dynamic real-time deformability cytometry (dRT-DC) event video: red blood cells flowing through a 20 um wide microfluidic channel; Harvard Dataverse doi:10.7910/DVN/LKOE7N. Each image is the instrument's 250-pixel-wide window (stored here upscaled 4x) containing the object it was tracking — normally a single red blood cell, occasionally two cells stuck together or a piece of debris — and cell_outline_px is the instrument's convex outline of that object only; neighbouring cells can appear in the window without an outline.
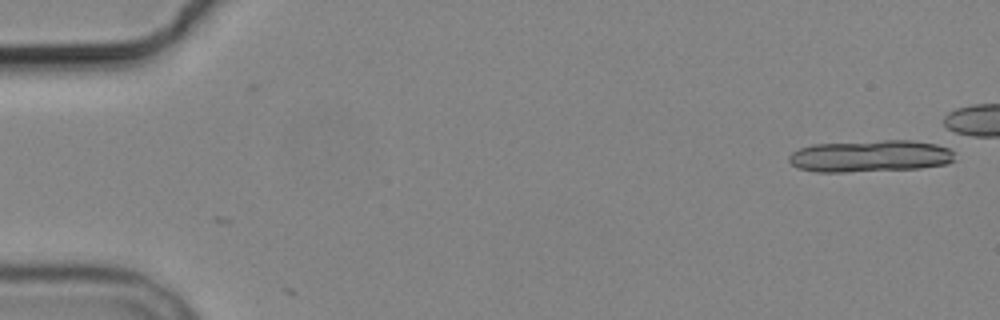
{"species": "common noctule bat (a hibernating species)", "species_latin": "Nyctalus noctula", "temperature_condition": "cold", "stored_images_in_passage": 6, "segment_of_instrument_passage": [2, 2], "camera_frame_rate_fps": 3000, "um_per_image_px": 0.085, "animal": {"sex": "male", "body_mass_g": 19.2, "forearm_length_mm": 51.8}, "frame": {"image": 1, "passage_image": 6, "time_ms": 6.0, "image_size_px": [1000, 320], "cell_outline_px": [[956, 160], [948, 164], [920, 168], [844, 172], [816, 172], [796, 168], [788, 160], [788, 156], [792, 152], [800, 148], [812, 144], [880, 140], [912, 140], [936, 144], [948, 148], [956, 152]], "centroid_in_image_um": [74.0, 13.26], "position_along_channel_um": 11.0, "area_um2": 31.27}}